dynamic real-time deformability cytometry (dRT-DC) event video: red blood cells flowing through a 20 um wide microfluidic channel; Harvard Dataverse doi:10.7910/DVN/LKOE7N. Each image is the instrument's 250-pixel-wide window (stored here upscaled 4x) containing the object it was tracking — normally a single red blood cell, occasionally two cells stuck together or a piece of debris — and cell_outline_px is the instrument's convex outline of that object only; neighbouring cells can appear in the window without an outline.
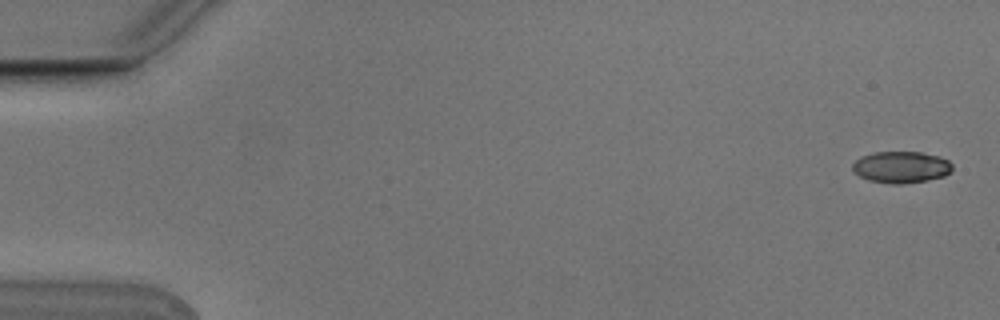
{"species": "Egyptian fruit bat (a non-hibernating species)", "species_latin": "Rousettus aegyptiacus", "temperature_condition": "cold", "stored_images_in_passage": 2, "camera_frame_rate_fps": 3000, "um_per_image_px": 0.085, "animal": {"sex": "male"}, "frame": {"image": 1, "passage_image": 2, "time_ms": 0.333, "image_size_px": [1000, 320], "cell_outline_px": [[952, 172], [944, 176], [928, 180], [900, 184], [892, 184], [868, 180], [860, 176], [852, 168], [852, 164], [860, 156], [872, 152], [920, 152], [936, 156], [948, 160], [952, 164]], "centroid_in_image_um": [76.59, 14.2], "position_along_channel_um": 8.4, "area_um2": 18.38}}